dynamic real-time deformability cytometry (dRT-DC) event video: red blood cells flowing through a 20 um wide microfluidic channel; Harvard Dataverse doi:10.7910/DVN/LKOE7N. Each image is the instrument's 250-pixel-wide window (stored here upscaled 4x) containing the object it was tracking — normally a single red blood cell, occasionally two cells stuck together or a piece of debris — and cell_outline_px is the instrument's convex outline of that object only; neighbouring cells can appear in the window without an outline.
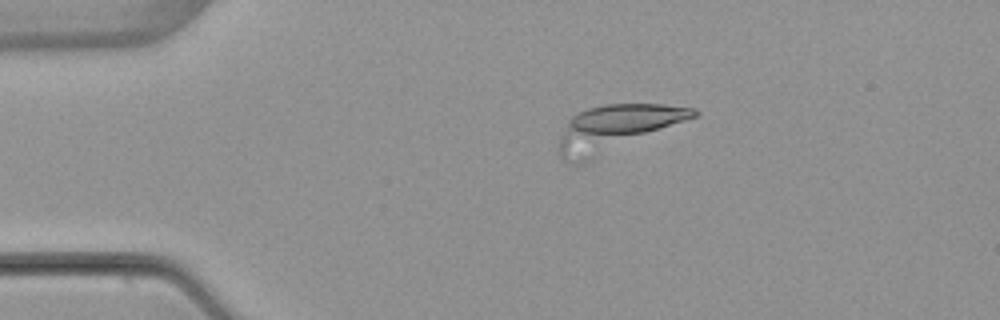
{"species": "common noctule bat (a hibernating species)", "species_latin": "Nyctalus noctula", "temperature_condition": "warm", "stored_images_in_passage": 6, "camera_frame_rate_fps": 3000, "um_per_image_px": 0.085, "animal": {"sex": "female", "body_mass_g": 22.7, "forearm_length_mm": 54.2}, "frame": {"image": 1, "passage_image": 3, "time_ms": 2.667, "image_size_px": [1000, 320], "cell_outline_px": [[700, 112], [696, 116], [572, 160], [564, 160], [560, 156], [560, 136], [568, 120], [572, 116], [588, 108], [604, 104], [664, 104], [696, 108]], "centroid_in_image_um": [52.39, 10.7], "position_along_channel_um": 32.6, "area_um2": 31.96}}
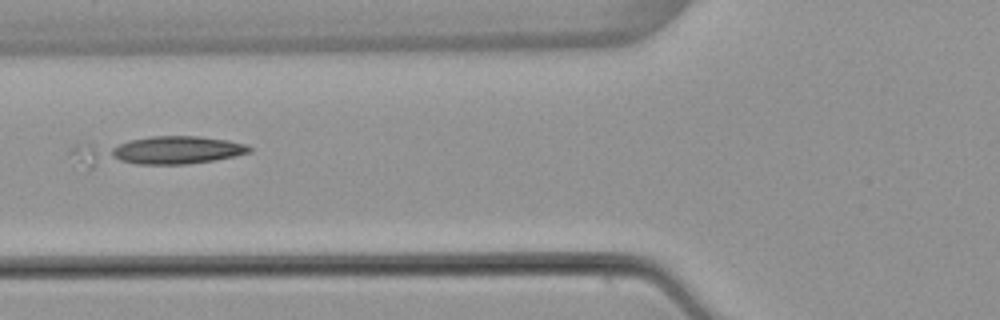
{"frame": {"image": 2, "passage_image": 6, "time_ms": 6.0, "image_size_px": [1000, 320], "cell_outline_px": [[252, 152], [236, 156], [216, 160], [188, 164], [92, 168], [88, 168], [68, 152], [76, 144], [152, 136], [200, 136], [228, 140], [244, 144], [252, 148]], "centroid_in_image_um": [13.27, 12.86], "position_along_channel_um": 112.5, "area_um2": 31.15}}